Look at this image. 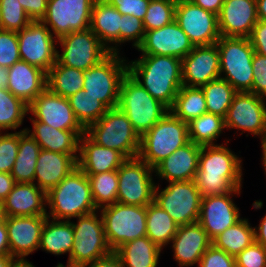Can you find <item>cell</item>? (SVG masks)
I'll use <instances>...</instances> for the list:
<instances>
[{"label":"cell","mask_w":266,"mask_h":267,"mask_svg":"<svg viewBox=\"0 0 266 267\" xmlns=\"http://www.w3.org/2000/svg\"><path fill=\"white\" fill-rule=\"evenodd\" d=\"M229 140L219 145L201 146L195 183L202 198L224 195L242 188V160L228 146Z\"/></svg>","instance_id":"6da1fadb"},{"label":"cell","mask_w":266,"mask_h":267,"mask_svg":"<svg viewBox=\"0 0 266 267\" xmlns=\"http://www.w3.org/2000/svg\"><path fill=\"white\" fill-rule=\"evenodd\" d=\"M128 73L168 109L183 86L181 59L174 56L141 55L128 62Z\"/></svg>","instance_id":"7a4b0ae2"},{"label":"cell","mask_w":266,"mask_h":267,"mask_svg":"<svg viewBox=\"0 0 266 267\" xmlns=\"http://www.w3.org/2000/svg\"><path fill=\"white\" fill-rule=\"evenodd\" d=\"M47 217L71 221L97 211L87 175L77 166L46 193Z\"/></svg>","instance_id":"3957f363"},{"label":"cell","mask_w":266,"mask_h":267,"mask_svg":"<svg viewBox=\"0 0 266 267\" xmlns=\"http://www.w3.org/2000/svg\"><path fill=\"white\" fill-rule=\"evenodd\" d=\"M189 142L188 123L168 111L140 137L138 157L154 168L163 159Z\"/></svg>","instance_id":"277c9868"},{"label":"cell","mask_w":266,"mask_h":267,"mask_svg":"<svg viewBox=\"0 0 266 267\" xmlns=\"http://www.w3.org/2000/svg\"><path fill=\"white\" fill-rule=\"evenodd\" d=\"M117 107L126 114L140 137L169 111L129 73L121 81Z\"/></svg>","instance_id":"5b68a950"},{"label":"cell","mask_w":266,"mask_h":267,"mask_svg":"<svg viewBox=\"0 0 266 267\" xmlns=\"http://www.w3.org/2000/svg\"><path fill=\"white\" fill-rule=\"evenodd\" d=\"M85 133L98 145L115 149L127 159L138 157L140 136L118 107L108 109Z\"/></svg>","instance_id":"8992f818"},{"label":"cell","mask_w":266,"mask_h":267,"mask_svg":"<svg viewBox=\"0 0 266 267\" xmlns=\"http://www.w3.org/2000/svg\"><path fill=\"white\" fill-rule=\"evenodd\" d=\"M216 44L220 78L228 81L237 92H249L253 84L252 58L255 53L249 38L221 36Z\"/></svg>","instance_id":"52a82bcc"},{"label":"cell","mask_w":266,"mask_h":267,"mask_svg":"<svg viewBox=\"0 0 266 267\" xmlns=\"http://www.w3.org/2000/svg\"><path fill=\"white\" fill-rule=\"evenodd\" d=\"M98 211L108 245L113 252L129 241L146 236V206L116 202Z\"/></svg>","instance_id":"ba28073f"},{"label":"cell","mask_w":266,"mask_h":267,"mask_svg":"<svg viewBox=\"0 0 266 267\" xmlns=\"http://www.w3.org/2000/svg\"><path fill=\"white\" fill-rule=\"evenodd\" d=\"M127 73L128 60L120 56V52H111L96 66L83 70V89L108 109L115 108L118 105L121 81Z\"/></svg>","instance_id":"9c48e42d"},{"label":"cell","mask_w":266,"mask_h":267,"mask_svg":"<svg viewBox=\"0 0 266 267\" xmlns=\"http://www.w3.org/2000/svg\"><path fill=\"white\" fill-rule=\"evenodd\" d=\"M98 212L97 210L79 216L76 218L77 223L71 222L74 230V244L67 262L80 267L113 252L108 245L102 217Z\"/></svg>","instance_id":"30bf717a"},{"label":"cell","mask_w":266,"mask_h":267,"mask_svg":"<svg viewBox=\"0 0 266 267\" xmlns=\"http://www.w3.org/2000/svg\"><path fill=\"white\" fill-rule=\"evenodd\" d=\"M155 187L154 202L180 226L198 222L202 196L194 180L168 182Z\"/></svg>","instance_id":"8fae6325"},{"label":"cell","mask_w":266,"mask_h":267,"mask_svg":"<svg viewBox=\"0 0 266 267\" xmlns=\"http://www.w3.org/2000/svg\"><path fill=\"white\" fill-rule=\"evenodd\" d=\"M117 202L147 206L154 201V168L139 157L127 159L118 169Z\"/></svg>","instance_id":"7c38bea8"},{"label":"cell","mask_w":266,"mask_h":267,"mask_svg":"<svg viewBox=\"0 0 266 267\" xmlns=\"http://www.w3.org/2000/svg\"><path fill=\"white\" fill-rule=\"evenodd\" d=\"M57 45L62 48L61 54L57 51V61L81 70L96 66L111 53L90 28L61 36Z\"/></svg>","instance_id":"4fadbf2b"},{"label":"cell","mask_w":266,"mask_h":267,"mask_svg":"<svg viewBox=\"0 0 266 267\" xmlns=\"http://www.w3.org/2000/svg\"><path fill=\"white\" fill-rule=\"evenodd\" d=\"M21 60L46 73L57 62V38L42 21H31L17 32Z\"/></svg>","instance_id":"5bb4252c"},{"label":"cell","mask_w":266,"mask_h":267,"mask_svg":"<svg viewBox=\"0 0 266 267\" xmlns=\"http://www.w3.org/2000/svg\"><path fill=\"white\" fill-rule=\"evenodd\" d=\"M93 0H48L42 22L58 39L90 28Z\"/></svg>","instance_id":"9a60e30c"},{"label":"cell","mask_w":266,"mask_h":267,"mask_svg":"<svg viewBox=\"0 0 266 267\" xmlns=\"http://www.w3.org/2000/svg\"><path fill=\"white\" fill-rule=\"evenodd\" d=\"M266 99L250 92H237L224 118L225 128L259 136L266 132Z\"/></svg>","instance_id":"2e32d148"},{"label":"cell","mask_w":266,"mask_h":267,"mask_svg":"<svg viewBox=\"0 0 266 267\" xmlns=\"http://www.w3.org/2000/svg\"><path fill=\"white\" fill-rule=\"evenodd\" d=\"M28 113L34 120L56 129L75 131L80 137L85 129L77 121L68 98L52 93L46 88L29 105Z\"/></svg>","instance_id":"e0dca14e"},{"label":"cell","mask_w":266,"mask_h":267,"mask_svg":"<svg viewBox=\"0 0 266 267\" xmlns=\"http://www.w3.org/2000/svg\"><path fill=\"white\" fill-rule=\"evenodd\" d=\"M174 20L194 46L215 44L221 37L218 15L204 10L194 2L176 5Z\"/></svg>","instance_id":"ac0fdd59"},{"label":"cell","mask_w":266,"mask_h":267,"mask_svg":"<svg viewBox=\"0 0 266 267\" xmlns=\"http://www.w3.org/2000/svg\"><path fill=\"white\" fill-rule=\"evenodd\" d=\"M242 188L224 195H213L202 198L198 223L212 240L225 229L233 226L243 217L239 207L231 197L241 195Z\"/></svg>","instance_id":"d6986e66"},{"label":"cell","mask_w":266,"mask_h":267,"mask_svg":"<svg viewBox=\"0 0 266 267\" xmlns=\"http://www.w3.org/2000/svg\"><path fill=\"white\" fill-rule=\"evenodd\" d=\"M195 46L175 20L151 31H145L142 43L136 50L141 55L174 56L183 59Z\"/></svg>","instance_id":"ffe728a7"},{"label":"cell","mask_w":266,"mask_h":267,"mask_svg":"<svg viewBox=\"0 0 266 267\" xmlns=\"http://www.w3.org/2000/svg\"><path fill=\"white\" fill-rule=\"evenodd\" d=\"M182 82L186 87H202L220 78L217 44L195 46L181 60Z\"/></svg>","instance_id":"44dd1931"},{"label":"cell","mask_w":266,"mask_h":267,"mask_svg":"<svg viewBox=\"0 0 266 267\" xmlns=\"http://www.w3.org/2000/svg\"><path fill=\"white\" fill-rule=\"evenodd\" d=\"M47 215L6 217L10 255L16 260L38 251Z\"/></svg>","instance_id":"7402d4cb"},{"label":"cell","mask_w":266,"mask_h":267,"mask_svg":"<svg viewBox=\"0 0 266 267\" xmlns=\"http://www.w3.org/2000/svg\"><path fill=\"white\" fill-rule=\"evenodd\" d=\"M257 22L256 0H224L218 15L221 36L248 38Z\"/></svg>","instance_id":"603a6c76"},{"label":"cell","mask_w":266,"mask_h":267,"mask_svg":"<svg viewBox=\"0 0 266 267\" xmlns=\"http://www.w3.org/2000/svg\"><path fill=\"white\" fill-rule=\"evenodd\" d=\"M174 261L180 267L199 265L205 251L212 245V240L198 222L180 225L172 238Z\"/></svg>","instance_id":"cb8c5ba5"},{"label":"cell","mask_w":266,"mask_h":267,"mask_svg":"<svg viewBox=\"0 0 266 267\" xmlns=\"http://www.w3.org/2000/svg\"><path fill=\"white\" fill-rule=\"evenodd\" d=\"M201 146L193 142L178 148L154 167V174L167 182L195 180Z\"/></svg>","instance_id":"d4e9b609"},{"label":"cell","mask_w":266,"mask_h":267,"mask_svg":"<svg viewBox=\"0 0 266 267\" xmlns=\"http://www.w3.org/2000/svg\"><path fill=\"white\" fill-rule=\"evenodd\" d=\"M46 192L35 183H15L2 201L5 217L47 215Z\"/></svg>","instance_id":"484cf974"},{"label":"cell","mask_w":266,"mask_h":267,"mask_svg":"<svg viewBox=\"0 0 266 267\" xmlns=\"http://www.w3.org/2000/svg\"><path fill=\"white\" fill-rule=\"evenodd\" d=\"M47 88V73L41 68L17 61L8 68L7 89L17 98L29 105Z\"/></svg>","instance_id":"4316f807"},{"label":"cell","mask_w":266,"mask_h":267,"mask_svg":"<svg viewBox=\"0 0 266 267\" xmlns=\"http://www.w3.org/2000/svg\"><path fill=\"white\" fill-rule=\"evenodd\" d=\"M126 160L121 152L98 145L86 133L80 137L77 166L85 174L117 170Z\"/></svg>","instance_id":"83f0119b"},{"label":"cell","mask_w":266,"mask_h":267,"mask_svg":"<svg viewBox=\"0 0 266 267\" xmlns=\"http://www.w3.org/2000/svg\"><path fill=\"white\" fill-rule=\"evenodd\" d=\"M78 155L41 149L35 167L34 183L46 193L77 167Z\"/></svg>","instance_id":"f1b7e54d"},{"label":"cell","mask_w":266,"mask_h":267,"mask_svg":"<svg viewBox=\"0 0 266 267\" xmlns=\"http://www.w3.org/2000/svg\"><path fill=\"white\" fill-rule=\"evenodd\" d=\"M122 14L108 2H96L91 13L90 30L110 52L118 53Z\"/></svg>","instance_id":"f546056e"},{"label":"cell","mask_w":266,"mask_h":267,"mask_svg":"<svg viewBox=\"0 0 266 267\" xmlns=\"http://www.w3.org/2000/svg\"><path fill=\"white\" fill-rule=\"evenodd\" d=\"M29 119L33 130L26 128L25 131L36 140L41 149L69 155L79 154L80 136L75 131L56 129L32 117Z\"/></svg>","instance_id":"4dcf8cb0"},{"label":"cell","mask_w":266,"mask_h":267,"mask_svg":"<svg viewBox=\"0 0 266 267\" xmlns=\"http://www.w3.org/2000/svg\"><path fill=\"white\" fill-rule=\"evenodd\" d=\"M74 230L71 221L47 218L41 232L39 249L55 256L72 252Z\"/></svg>","instance_id":"1f68e13d"},{"label":"cell","mask_w":266,"mask_h":267,"mask_svg":"<svg viewBox=\"0 0 266 267\" xmlns=\"http://www.w3.org/2000/svg\"><path fill=\"white\" fill-rule=\"evenodd\" d=\"M161 252L147 236L129 241L115 251L123 267H157Z\"/></svg>","instance_id":"d6a6232c"},{"label":"cell","mask_w":266,"mask_h":267,"mask_svg":"<svg viewBox=\"0 0 266 267\" xmlns=\"http://www.w3.org/2000/svg\"><path fill=\"white\" fill-rule=\"evenodd\" d=\"M25 129L19 131L18 154L11 171L16 183H34L35 167L41 150L36 140Z\"/></svg>","instance_id":"836d02e7"},{"label":"cell","mask_w":266,"mask_h":267,"mask_svg":"<svg viewBox=\"0 0 266 267\" xmlns=\"http://www.w3.org/2000/svg\"><path fill=\"white\" fill-rule=\"evenodd\" d=\"M179 225L154 201L146 206V236L161 249L172 241Z\"/></svg>","instance_id":"e575fe53"},{"label":"cell","mask_w":266,"mask_h":267,"mask_svg":"<svg viewBox=\"0 0 266 267\" xmlns=\"http://www.w3.org/2000/svg\"><path fill=\"white\" fill-rule=\"evenodd\" d=\"M254 241V227L249 223L248 218H242L213 238L212 245L230 256L236 257Z\"/></svg>","instance_id":"d590c367"},{"label":"cell","mask_w":266,"mask_h":267,"mask_svg":"<svg viewBox=\"0 0 266 267\" xmlns=\"http://www.w3.org/2000/svg\"><path fill=\"white\" fill-rule=\"evenodd\" d=\"M83 70L61 65L58 61L47 72V88L68 98L83 89Z\"/></svg>","instance_id":"8d00e7d4"},{"label":"cell","mask_w":266,"mask_h":267,"mask_svg":"<svg viewBox=\"0 0 266 267\" xmlns=\"http://www.w3.org/2000/svg\"><path fill=\"white\" fill-rule=\"evenodd\" d=\"M169 111L186 123L206 113L207 107L203 90L199 87L182 86Z\"/></svg>","instance_id":"74e56055"},{"label":"cell","mask_w":266,"mask_h":267,"mask_svg":"<svg viewBox=\"0 0 266 267\" xmlns=\"http://www.w3.org/2000/svg\"><path fill=\"white\" fill-rule=\"evenodd\" d=\"M225 129L224 118L208 112L188 122L189 139L200 146L219 145L216 139Z\"/></svg>","instance_id":"f35d334b"},{"label":"cell","mask_w":266,"mask_h":267,"mask_svg":"<svg viewBox=\"0 0 266 267\" xmlns=\"http://www.w3.org/2000/svg\"><path fill=\"white\" fill-rule=\"evenodd\" d=\"M203 90L207 112L226 117L237 91L226 80L221 78L208 82L200 87Z\"/></svg>","instance_id":"ab89813d"},{"label":"cell","mask_w":266,"mask_h":267,"mask_svg":"<svg viewBox=\"0 0 266 267\" xmlns=\"http://www.w3.org/2000/svg\"><path fill=\"white\" fill-rule=\"evenodd\" d=\"M68 100L77 121L85 130L108 110L100 100L88 95L84 89L68 97Z\"/></svg>","instance_id":"60d3db41"},{"label":"cell","mask_w":266,"mask_h":267,"mask_svg":"<svg viewBox=\"0 0 266 267\" xmlns=\"http://www.w3.org/2000/svg\"><path fill=\"white\" fill-rule=\"evenodd\" d=\"M86 175L90 182L91 193L97 210L117 202V170Z\"/></svg>","instance_id":"b9f144b4"},{"label":"cell","mask_w":266,"mask_h":267,"mask_svg":"<svg viewBox=\"0 0 266 267\" xmlns=\"http://www.w3.org/2000/svg\"><path fill=\"white\" fill-rule=\"evenodd\" d=\"M28 114V105L7 88H0V132L16 130Z\"/></svg>","instance_id":"7bdbcfd3"},{"label":"cell","mask_w":266,"mask_h":267,"mask_svg":"<svg viewBox=\"0 0 266 267\" xmlns=\"http://www.w3.org/2000/svg\"><path fill=\"white\" fill-rule=\"evenodd\" d=\"M176 4L173 0H150L143 19L145 31L159 29L175 19Z\"/></svg>","instance_id":"ee69618b"},{"label":"cell","mask_w":266,"mask_h":267,"mask_svg":"<svg viewBox=\"0 0 266 267\" xmlns=\"http://www.w3.org/2000/svg\"><path fill=\"white\" fill-rule=\"evenodd\" d=\"M1 29L21 31L27 27L31 19L18 0H0Z\"/></svg>","instance_id":"f6af8a7d"},{"label":"cell","mask_w":266,"mask_h":267,"mask_svg":"<svg viewBox=\"0 0 266 267\" xmlns=\"http://www.w3.org/2000/svg\"><path fill=\"white\" fill-rule=\"evenodd\" d=\"M19 145V131L14 133L0 132V172L11 173Z\"/></svg>","instance_id":"bcb514c9"},{"label":"cell","mask_w":266,"mask_h":267,"mask_svg":"<svg viewBox=\"0 0 266 267\" xmlns=\"http://www.w3.org/2000/svg\"><path fill=\"white\" fill-rule=\"evenodd\" d=\"M145 35L143 20L131 15L122 14V24L119 30V48L120 45L126 42H133L132 45L135 49L142 43Z\"/></svg>","instance_id":"7dc6e473"},{"label":"cell","mask_w":266,"mask_h":267,"mask_svg":"<svg viewBox=\"0 0 266 267\" xmlns=\"http://www.w3.org/2000/svg\"><path fill=\"white\" fill-rule=\"evenodd\" d=\"M19 60L17 32L0 29V66L10 68Z\"/></svg>","instance_id":"c3c4849f"},{"label":"cell","mask_w":266,"mask_h":267,"mask_svg":"<svg viewBox=\"0 0 266 267\" xmlns=\"http://www.w3.org/2000/svg\"><path fill=\"white\" fill-rule=\"evenodd\" d=\"M236 267H266V247L253 242L236 257Z\"/></svg>","instance_id":"681fc988"},{"label":"cell","mask_w":266,"mask_h":267,"mask_svg":"<svg viewBox=\"0 0 266 267\" xmlns=\"http://www.w3.org/2000/svg\"><path fill=\"white\" fill-rule=\"evenodd\" d=\"M252 71L253 84L249 92L266 99V56L254 53Z\"/></svg>","instance_id":"f907efd6"},{"label":"cell","mask_w":266,"mask_h":267,"mask_svg":"<svg viewBox=\"0 0 266 267\" xmlns=\"http://www.w3.org/2000/svg\"><path fill=\"white\" fill-rule=\"evenodd\" d=\"M198 267H236L235 257L211 245L202 255Z\"/></svg>","instance_id":"816d5d0a"},{"label":"cell","mask_w":266,"mask_h":267,"mask_svg":"<svg viewBox=\"0 0 266 267\" xmlns=\"http://www.w3.org/2000/svg\"><path fill=\"white\" fill-rule=\"evenodd\" d=\"M149 2L150 0H110L108 3L123 15H133L143 20Z\"/></svg>","instance_id":"f5cc1de1"},{"label":"cell","mask_w":266,"mask_h":267,"mask_svg":"<svg viewBox=\"0 0 266 267\" xmlns=\"http://www.w3.org/2000/svg\"><path fill=\"white\" fill-rule=\"evenodd\" d=\"M248 38L254 51L266 56V21L258 20Z\"/></svg>","instance_id":"db71d44e"},{"label":"cell","mask_w":266,"mask_h":267,"mask_svg":"<svg viewBox=\"0 0 266 267\" xmlns=\"http://www.w3.org/2000/svg\"><path fill=\"white\" fill-rule=\"evenodd\" d=\"M31 21H42L47 11L48 0H18Z\"/></svg>","instance_id":"11a10c76"},{"label":"cell","mask_w":266,"mask_h":267,"mask_svg":"<svg viewBox=\"0 0 266 267\" xmlns=\"http://www.w3.org/2000/svg\"><path fill=\"white\" fill-rule=\"evenodd\" d=\"M80 267H123L119 256L112 252L106 257L97 259L91 263L82 265Z\"/></svg>","instance_id":"9f6ffc18"},{"label":"cell","mask_w":266,"mask_h":267,"mask_svg":"<svg viewBox=\"0 0 266 267\" xmlns=\"http://www.w3.org/2000/svg\"><path fill=\"white\" fill-rule=\"evenodd\" d=\"M15 180L11 173L0 172V202L7 197V195L12 191Z\"/></svg>","instance_id":"6f0895ef"},{"label":"cell","mask_w":266,"mask_h":267,"mask_svg":"<svg viewBox=\"0 0 266 267\" xmlns=\"http://www.w3.org/2000/svg\"><path fill=\"white\" fill-rule=\"evenodd\" d=\"M10 254L6 217L0 219V255Z\"/></svg>","instance_id":"680465c9"},{"label":"cell","mask_w":266,"mask_h":267,"mask_svg":"<svg viewBox=\"0 0 266 267\" xmlns=\"http://www.w3.org/2000/svg\"><path fill=\"white\" fill-rule=\"evenodd\" d=\"M194 3L204 10L210 11L216 15H219L224 0H195Z\"/></svg>","instance_id":"91938a15"},{"label":"cell","mask_w":266,"mask_h":267,"mask_svg":"<svg viewBox=\"0 0 266 267\" xmlns=\"http://www.w3.org/2000/svg\"><path fill=\"white\" fill-rule=\"evenodd\" d=\"M255 242L266 247V214L260 219L258 227H254Z\"/></svg>","instance_id":"94428289"},{"label":"cell","mask_w":266,"mask_h":267,"mask_svg":"<svg viewBox=\"0 0 266 267\" xmlns=\"http://www.w3.org/2000/svg\"><path fill=\"white\" fill-rule=\"evenodd\" d=\"M258 20L266 21V0H256Z\"/></svg>","instance_id":"6125c7cd"},{"label":"cell","mask_w":266,"mask_h":267,"mask_svg":"<svg viewBox=\"0 0 266 267\" xmlns=\"http://www.w3.org/2000/svg\"><path fill=\"white\" fill-rule=\"evenodd\" d=\"M16 259L10 254L0 255V267H11Z\"/></svg>","instance_id":"be15d7a7"},{"label":"cell","mask_w":266,"mask_h":267,"mask_svg":"<svg viewBox=\"0 0 266 267\" xmlns=\"http://www.w3.org/2000/svg\"><path fill=\"white\" fill-rule=\"evenodd\" d=\"M8 86V68L0 66V88Z\"/></svg>","instance_id":"e7e4bbea"},{"label":"cell","mask_w":266,"mask_h":267,"mask_svg":"<svg viewBox=\"0 0 266 267\" xmlns=\"http://www.w3.org/2000/svg\"><path fill=\"white\" fill-rule=\"evenodd\" d=\"M261 139V147H262V166L264 167L265 175H266V132L260 137Z\"/></svg>","instance_id":"03108f58"},{"label":"cell","mask_w":266,"mask_h":267,"mask_svg":"<svg viewBox=\"0 0 266 267\" xmlns=\"http://www.w3.org/2000/svg\"><path fill=\"white\" fill-rule=\"evenodd\" d=\"M11 267H35L32 262L28 260H16Z\"/></svg>","instance_id":"003e7915"},{"label":"cell","mask_w":266,"mask_h":267,"mask_svg":"<svg viewBox=\"0 0 266 267\" xmlns=\"http://www.w3.org/2000/svg\"><path fill=\"white\" fill-rule=\"evenodd\" d=\"M195 0H173V2L176 4V5H179V4H182V3H192L194 2Z\"/></svg>","instance_id":"a7ac6f4b"},{"label":"cell","mask_w":266,"mask_h":267,"mask_svg":"<svg viewBox=\"0 0 266 267\" xmlns=\"http://www.w3.org/2000/svg\"><path fill=\"white\" fill-rule=\"evenodd\" d=\"M56 267H79V266H76V265L69 263V262H67V265L64 266L62 263L59 262Z\"/></svg>","instance_id":"89a4df30"},{"label":"cell","mask_w":266,"mask_h":267,"mask_svg":"<svg viewBox=\"0 0 266 267\" xmlns=\"http://www.w3.org/2000/svg\"><path fill=\"white\" fill-rule=\"evenodd\" d=\"M4 217L3 210H2V203L0 202V219Z\"/></svg>","instance_id":"2644e50d"},{"label":"cell","mask_w":266,"mask_h":267,"mask_svg":"<svg viewBox=\"0 0 266 267\" xmlns=\"http://www.w3.org/2000/svg\"><path fill=\"white\" fill-rule=\"evenodd\" d=\"M94 1V3H96V2H109L110 0H93Z\"/></svg>","instance_id":"8c879c8a"}]
</instances>
